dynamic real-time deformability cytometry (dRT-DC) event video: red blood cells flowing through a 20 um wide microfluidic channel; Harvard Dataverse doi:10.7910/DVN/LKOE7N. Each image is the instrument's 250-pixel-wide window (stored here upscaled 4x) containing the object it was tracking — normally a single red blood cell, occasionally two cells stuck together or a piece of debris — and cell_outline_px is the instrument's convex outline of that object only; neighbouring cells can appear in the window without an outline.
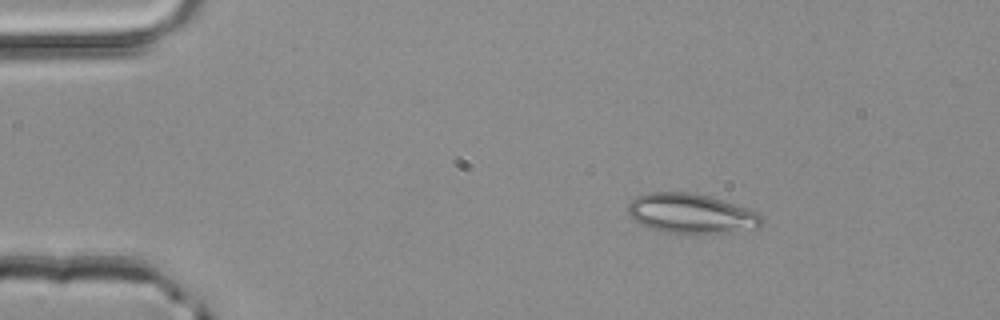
{"species": "common noctule bat (a hibernating species)", "species_latin": "Nyctalus noctula", "temperature_condition": "room temperature", "stored_images_in_passage": 2, "camera_frame_rate_fps": 3000, "um_per_image_px": 0.085, "animal": {"sex": "male", "body_mass_g": 20.4}, "frame": {"image": 1, "passage_image": 1, "time_ms": 0.0, "image_size_px": [1000, 320], "cell_outline_px": [[764, 220], [760, 228], [732, 232], [668, 232], [652, 228], [640, 224], [632, 220], [628, 212], [628, 204], [636, 196], [648, 192], [688, 192], [708, 196], [756, 212]], "centroid_in_image_um": [58.71, 18.14], "position_along_channel_um": 26.3, "area_um2": 30.4}}